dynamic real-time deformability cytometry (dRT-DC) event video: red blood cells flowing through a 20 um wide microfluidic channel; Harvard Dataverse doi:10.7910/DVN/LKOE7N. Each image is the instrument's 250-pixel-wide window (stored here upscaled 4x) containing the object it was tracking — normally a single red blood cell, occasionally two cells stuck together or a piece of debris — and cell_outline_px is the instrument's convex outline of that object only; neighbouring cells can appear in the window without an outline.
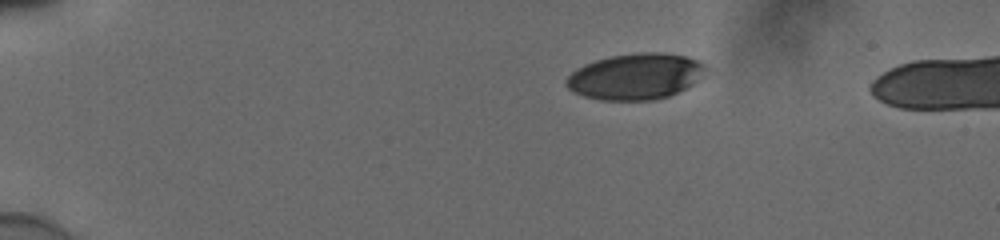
{"species": "human", "species_latin": "Homo sapiens", "temperature_condition": "cold", "stored_images_in_passage": 45, "camera_frame_rate_fps": 3000, "um_per_image_px": 0.085, "donor": {"sex": "male"}, "frame": {"image": 1, "passage_image": 1, "time_ms": 0.0, "image_size_px": [1000, 240], "cell_outline_px": [[704, 76], [700, 80], [668, 96], [656, 100], [600, 100], [584, 96], [568, 88], [564, 84], [564, 80], [576, 68], [584, 64], [596, 60], [612, 56], [640, 52], [664, 52], [688, 56], [700, 60], [704, 64]], "centroid_in_image_um": [54.03, 6.49], "position_along_channel_um": 31.0, "area_um2": 37.57}}
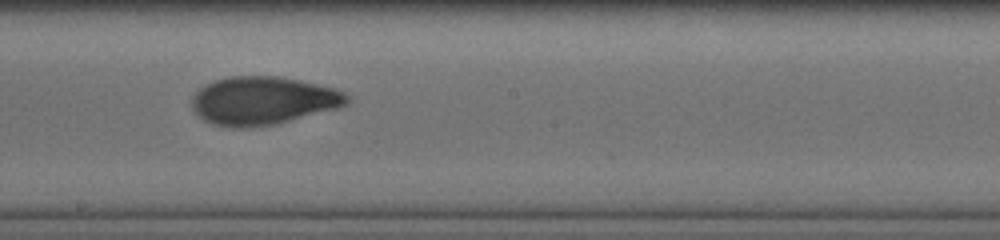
{"frame": {"image": 2, "passage_image": 23, "time_ms": 7.333, "image_size_px": [1000, 240], "cell_outline_px": [[352, 100], [348, 104], [336, 108], [276, 124], [244, 128], [232, 128], [212, 124], [204, 120], [192, 108], [192, 96], [200, 88], [216, 80], [228, 76], [276, 76], [300, 80], [336, 88], [352, 96]], "centroid_in_image_um": [22.39, 8.55], "position_along_channel_um": 225.8, "area_um2": 43.64}}
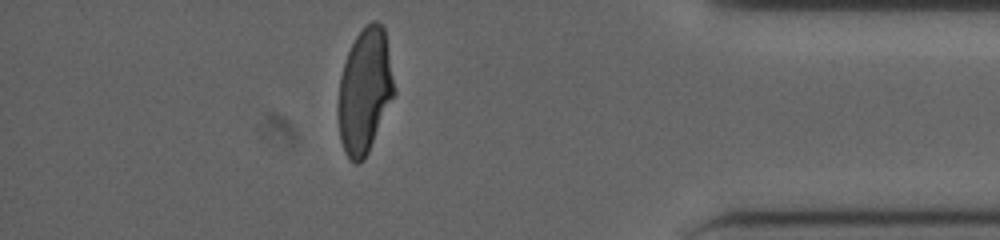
{"frame": {"image": 3, "passage_image": 39, "time_ms": 12.667, "image_size_px": [1000, 240], "cell_outline_px": [[396, 92], [368, 152], [364, 160], [356, 164], [344, 152], [340, 140], [340, 76], [348, 52], [356, 36], [372, 20], [376, 20], [384, 28]], "centroid_in_image_um": [31.03, 7.73], "position_along_channel_um": 404.2, "area_um2": 39.82}, "authors_computed_cell_mechanics": {"area_um2": 41.327, "velocity_mm_per_s": 3.876, "shape_relaxation_time_tau1_ms": 4.3544, "shape_relaxation_time_tau2_ms": 1.5271, "deformation_change_tau1": 0.1749, "deformation_change_tau2": 0.0696}}